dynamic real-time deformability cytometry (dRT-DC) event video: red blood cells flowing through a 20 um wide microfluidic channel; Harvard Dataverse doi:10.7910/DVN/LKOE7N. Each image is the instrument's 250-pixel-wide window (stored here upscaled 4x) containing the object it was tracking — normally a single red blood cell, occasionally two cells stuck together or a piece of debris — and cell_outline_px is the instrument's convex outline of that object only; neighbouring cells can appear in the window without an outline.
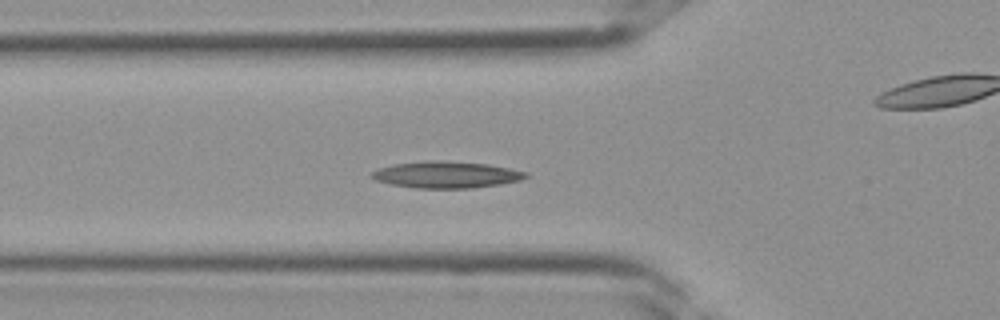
{"species": "Egyptian fruit bat (a non-hibernating species)", "species_latin": "Rousettus aegyptiacus", "temperature_condition": "room temperature", "stored_images_in_passage": 28, "camera_frame_rate_fps": 3000, "um_per_image_px": 0.085, "frame": {"image": 1, "passage_image": 3, "time_ms": 0.667, "image_size_px": [1000, 320], "cell_outline_px": [[528, 176], [520, 180], [500, 184], [472, 188], [416, 188], [392, 184], [376, 180], [372, 176], [372, 172], [380, 168], [396, 164], [428, 160], [488, 164], [528, 172]], "centroid_in_image_um": [37.97, 14.85], "position_along_channel_um": 87.8, "area_um2": 23.47}}
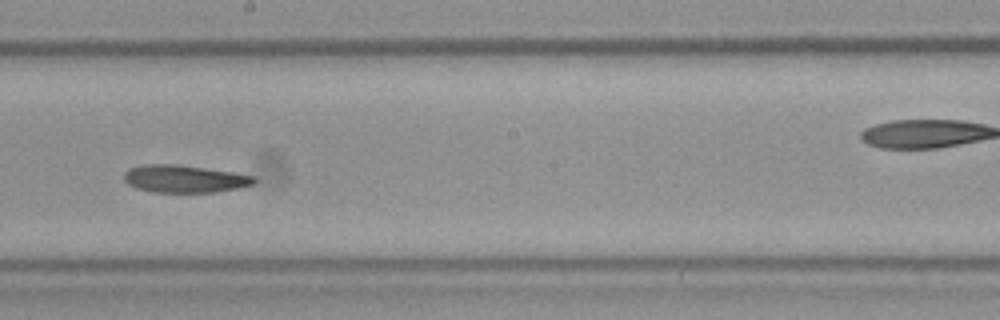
{"frame": {"image": 2, "passage_image": 11, "time_ms": 3.333, "image_size_px": [1000, 320], "cell_outline_px": [[256, 180], [252, 184], [236, 188], [216, 192], [152, 192], [136, 188], [128, 184], [124, 180], [124, 172], [128, 168], [144, 164], [176, 164], [232, 172], [256, 176]], "centroid_in_image_um": [15.63, 15.19], "position_along_channel_um": 232.6, "area_um2": 20.81}}
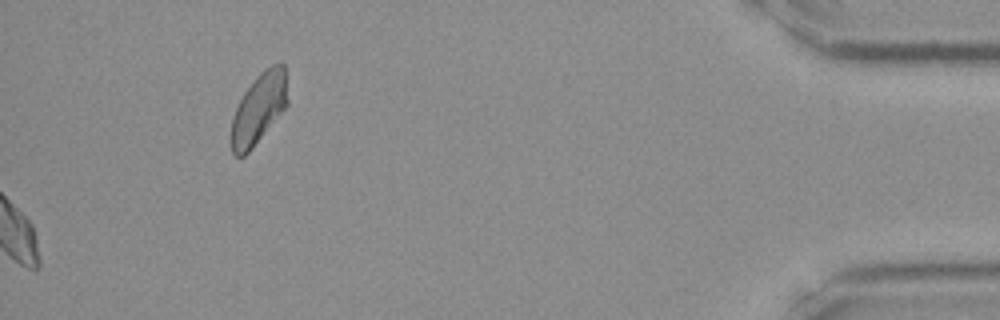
{"frame": {"image": 3, "passage_image": 28, "time_ms": 9.0, "image_size_px": [1000, 320], "cell_outline_px": [[288, 104], [252, 148], [244, 156], [236, 156], [232, 152], [232, 116], [244, 92], [256, 76], [264, 68], [272, 64], [284, 64], [288, 100]], "centroid_in_image_um": [22.0, 9.19], "position_along_channel_um": 413.2, "area_um2": 22.83}}